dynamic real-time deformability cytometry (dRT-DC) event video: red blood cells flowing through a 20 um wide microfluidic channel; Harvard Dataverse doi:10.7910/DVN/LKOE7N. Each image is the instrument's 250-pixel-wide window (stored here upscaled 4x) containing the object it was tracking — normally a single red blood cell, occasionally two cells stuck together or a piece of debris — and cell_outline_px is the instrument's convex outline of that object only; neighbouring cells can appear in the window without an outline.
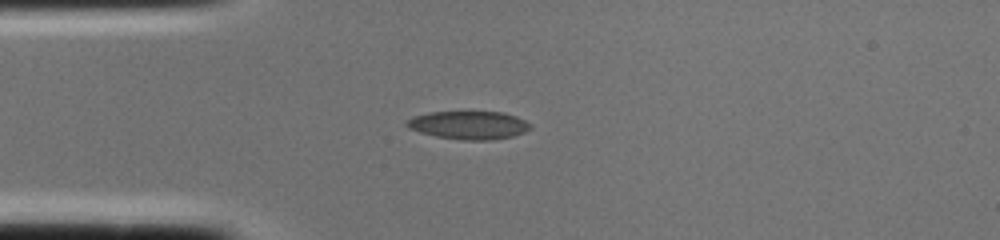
{"species": "common noctule bat (a hibernating species)", "species_latin": "Nyctalus noctula", "temperature_condition": "cold", "stored_images_in_passage": 1, "camera_frame_rate_fps": 3000, "um_per_image_px": 0.085, "animal": {"sex": "female", "body_mass_g": 22.0, "forearm_length_mm": 56.7}, "frame": {"image": 1, "passage_image": 1, "time_ms": 0.0, "image_size_px": [1000, 240], "cell_outline_px": [[532, 128], [524, 132], [512, 136], [492, 140], [464, 140], [436, 136], [420, 132], [408, 128], [404, 124], [412, 116], [432, 112], [504, 112], [516, 116], [532, 124]], "centroid_in_image_um": [39.86, 10.63], "position_along_channel_um": 45.1, "area_um2": 20.29}}